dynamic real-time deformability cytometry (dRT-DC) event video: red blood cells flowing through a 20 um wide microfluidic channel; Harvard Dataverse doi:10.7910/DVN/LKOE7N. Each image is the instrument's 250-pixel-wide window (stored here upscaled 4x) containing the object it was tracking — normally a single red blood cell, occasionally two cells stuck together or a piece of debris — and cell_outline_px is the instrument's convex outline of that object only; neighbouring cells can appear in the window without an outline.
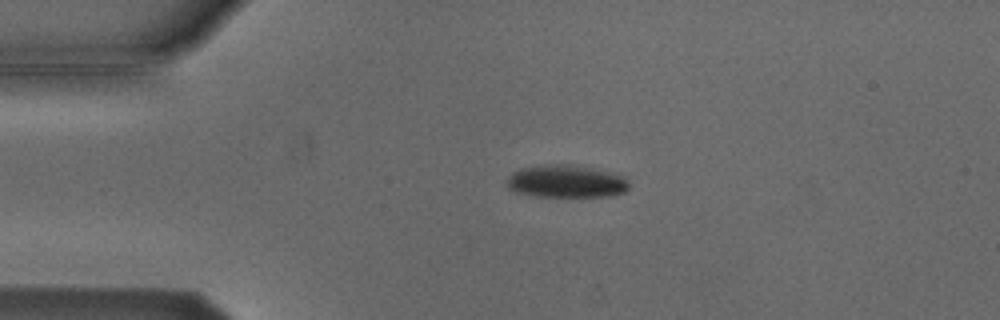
{"species": "Egyptian fruit bat (a non-hibernating species)", "species_latin": "Rousettus aegyptiacus", "temperature_condition": "cold", "stored_images_in_passage": 4, "camera_frame_rate_fps": 3000, "um_per_image_px": 0.085, "animal": {"sex": "male"}, "frame": {"image": 1, "passage_image": 3, "time_ms": 3.0, "image_size_px": [1000, 320], "cell_outline_px": [[628, 188], [624, 192], [608, 196], [536, 196], [516, 192], [508, 188], [508, 176], [512, 172], [520, 168], [548, 164], [568, 164], [592, 168], [608, 172], [620, 176], [628, 180]], "centroid_in_image_um": [48.09, 15.41], "position_along_channel_um": 36.9, "area_um2": 22.95}}